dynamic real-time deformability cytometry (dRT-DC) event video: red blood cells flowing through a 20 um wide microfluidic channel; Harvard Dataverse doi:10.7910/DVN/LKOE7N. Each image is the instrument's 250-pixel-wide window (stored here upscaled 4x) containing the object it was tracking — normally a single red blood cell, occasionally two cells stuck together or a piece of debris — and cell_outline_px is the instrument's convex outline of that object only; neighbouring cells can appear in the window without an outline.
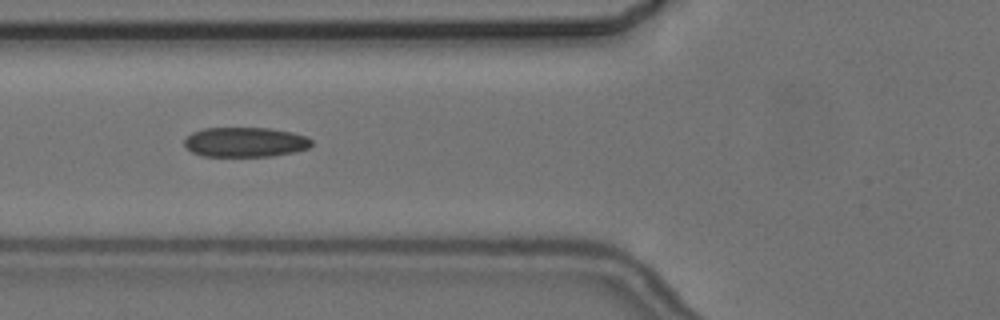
{"species": "common noctule bat (a hibernating species)", "species_latin": "Nyctalus noctula", "temperature_condition": "cold", "stored_images_in_passage": 3, "camera_frame_rate_fps": 3000, "um_per_image_px": 0.085, "animal": {"sex": "female", "body_mass_g": 24.6, "forearm_length_mm": 56.2}, "frame": {"image": 1, "passage_image": 2, "time_ms": 1.0, "image_size_px": [1000, 320], "cell_outline_px": [[312, 144], [308, 148], [296, 152], [272, 156], [204, 156], [192, 152], [184, 144], [184, 140], [192, 132], [204, 128], [268, 128], [292, 132], [308, 136], [312, 140]], "centroid_in_image_um": [20.88, 12.08], "position_along_channel_um": 104.9, "area_um2": 22.14}}
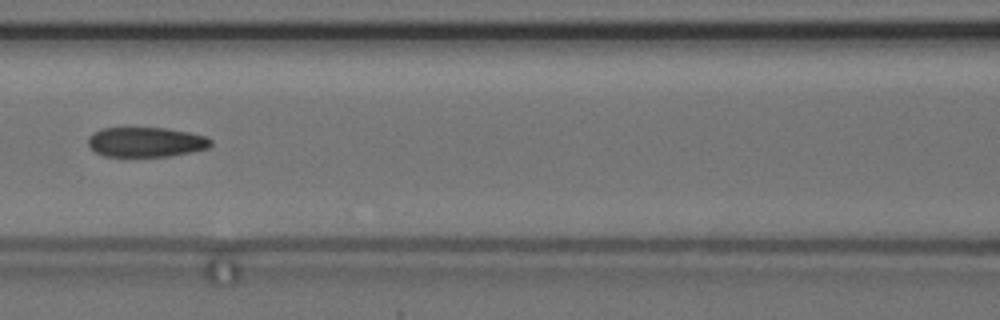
{"frame": {"image": 2, "passage_image": 3, "time_ms": 2.333, "image_size_px": [1000, 320], "cell_outline_px": [[212, 144], [208, 148], [168, 156], [104, 156], [96, 152], [88, 144], [88, 136], [92, 132], [104, 128], [168, 128], [188, 132], [204, 136], [212, 140]], "centroid_in_image_um": [12.38, 12.07], "position_along_channel_um": 154.2, "area_um2": 21.15}}